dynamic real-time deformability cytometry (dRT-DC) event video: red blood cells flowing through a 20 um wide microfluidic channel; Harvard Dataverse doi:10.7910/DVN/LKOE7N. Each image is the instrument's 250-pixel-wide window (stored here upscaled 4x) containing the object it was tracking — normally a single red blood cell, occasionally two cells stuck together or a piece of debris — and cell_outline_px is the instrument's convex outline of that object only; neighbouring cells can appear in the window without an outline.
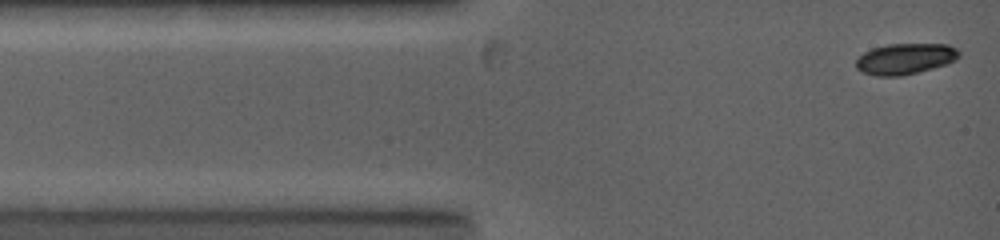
{"species": "common noctule bat (a hibernating species)", "species_latin": "Nyctalus noctula", "temperature_condition": "warm", "stored_images_in_passage": 4, "camera_frame_rate_fps": 5000, "um_per_image_px": 0.085, "animal": {"sex": "female", "body_mass_g": 19.0, "forearm_length_mm": 53.3}, "frame": {"image": 1, "passage_image": 1, "time_ms": 0.0, "image_size_px": [1000, 240], "cell_outline_px": [[960, 56], [956, 60], [948, 64], [900, 76], [876, 76], [860, 72], [856, 68], [856, 60], [864, 52], [872, 48], [888, 44], [948, 44], [956, 48], [960, 52]], "centroid_in_image_um": [76.94, 5.0], "position_along_channel_um": 8.1, "area_um2": 18.67}}